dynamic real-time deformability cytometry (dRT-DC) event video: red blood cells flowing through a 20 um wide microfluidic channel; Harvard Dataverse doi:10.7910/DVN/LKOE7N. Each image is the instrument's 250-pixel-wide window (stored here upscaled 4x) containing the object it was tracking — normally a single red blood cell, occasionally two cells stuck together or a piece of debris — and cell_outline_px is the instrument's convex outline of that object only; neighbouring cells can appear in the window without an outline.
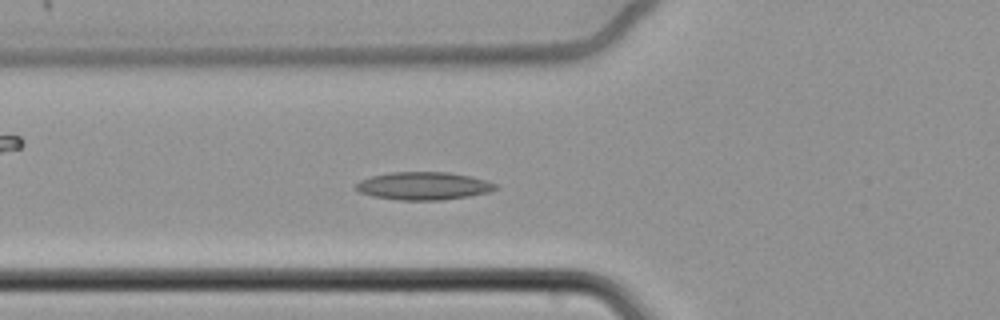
{"species": "common noctule bat (a hibernating species)", "species_latin": "Nyctalus noctula", "temperature_condition": "cold", "stored_images_in_passage": 53, "camera_frame_rate_fps": 3000, "um_per_image_px": 0.085, "animal": {"sex": "female", "body_mass_g": 22.7, "forearm_length_mm": 54.2}, "frame": {"image": 1, "passage_image": 27, "time_ms": 8.667, "image_size_px": [1000, 320], "cell_outline_px": [[500, 188], [488, 192], [468, 196], [440, 200], [396, 200], [372, 196], [360, 192], [352, 188], [360, 180], [372, 176], [392, 172], [448, 172], [472, 176], [488, 180], [496, 184]], "centroid_in_image_um": [36.0, 15.8], "position_along_channel_um": 89.8, "area_um2": 22.83}}
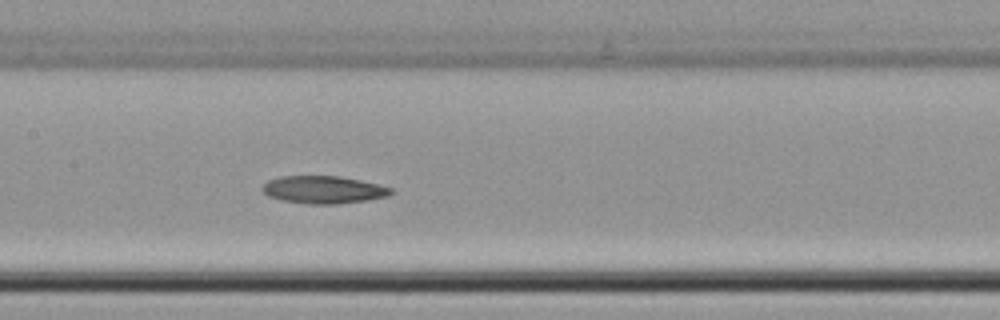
{"frame": {"image": 2, "passage_image": 35, "time_ms": 11.333, "image_size_px": [1000, 320], "cell_outline_px": [[392, 192], [388, 196], [364, 200], [336, 204], [308, 204], [280, 200], [268, 196], [260, 188], [268, 180], [280, 176], [340, 176], [380, 184], [392, 188]], "centroid_in_image_um": [27.47, 16.12], "position_along_channel_um": 179.9, "area_um2": 20.69}}
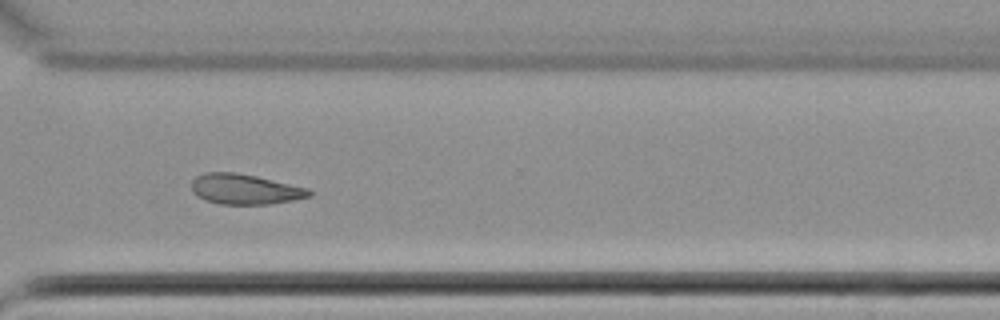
{"frame": {"image": 3, "passage_image": 50, "time_ms": 16.333, "image_size_px": [1000, 320], "cell_outline_px": [[312, 196], [292, 200], [268, 204], [220, 204], [204, 200], [196, 196], [192, 192], [192, 180], [196, 176], [204, 172], [236, 172], [256, 176], [308, 188], [312, 192]], "centroid_in_image_um": [20.78, 16.08], "position_along_channel_um": 349.8, "area_um2": 20.81}}